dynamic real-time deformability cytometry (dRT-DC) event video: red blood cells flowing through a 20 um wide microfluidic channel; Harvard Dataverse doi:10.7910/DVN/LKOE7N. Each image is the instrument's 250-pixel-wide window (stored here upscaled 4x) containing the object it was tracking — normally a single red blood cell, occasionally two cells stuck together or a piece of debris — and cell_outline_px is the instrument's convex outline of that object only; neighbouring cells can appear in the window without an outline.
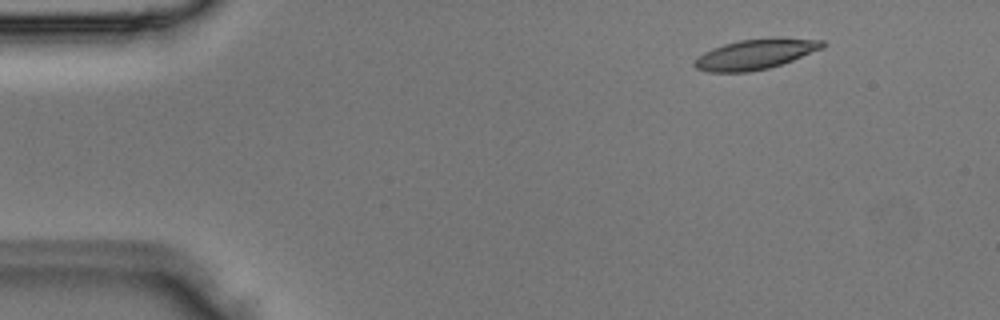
{"species": "Egyptian fruit bat (a non-hibernating species)", "species_latin": "Rousettus aegyptiacus", "temperature_condition": "room temperature", "stored_images_in_passage": 4, "camera_frame_rate_fps": 3000, "um_per_image_px": 0.085, "animal": {"sex": "male"}, "frame": {"image": 1, "passage_image": 2, "time_ms": 0.333, "image_size_px": [1000, 320], "cell_outline_px": [[828, 44], [824, 48], [792, 60], [768, 68], [748, 72], [708, 72], [696, 68], [692, 64], [692, 60], [696, 56], [712, 48], [724, 44], [740, 40], [776, 36], [824, 40]], "centroid_in_image_um": [64.22, 4.58], "position_along_channel_um": 20.8, "area_um2": 23.0}}
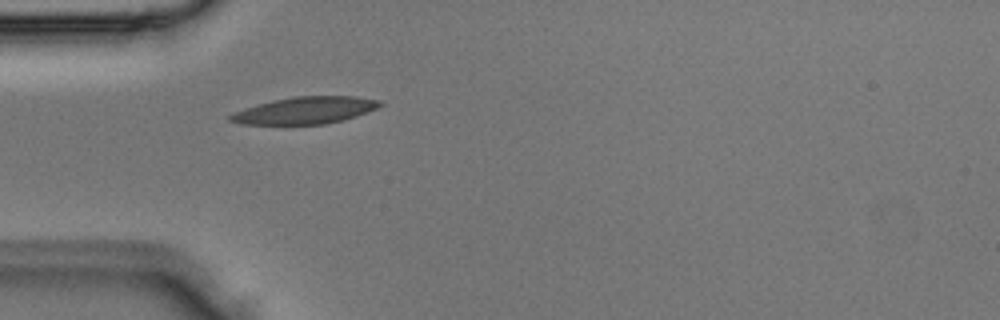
{"frame": {"image": 2, "passage_image": 4, "time_ms": 1.0, "image_size_px": [1000, 320], "cell_outline_px": [[384, 104], [368, 112], [344, 120], [324, 124], [240, 124], [228, 120], [228, 116], [236, 112], [272, 100], [296, 96], [352, 96], [380, 100]], "centroid_in_image_um": [25.98, 9.38], "position_along_channel_um": 59.0, "area_um2": 23.29}}